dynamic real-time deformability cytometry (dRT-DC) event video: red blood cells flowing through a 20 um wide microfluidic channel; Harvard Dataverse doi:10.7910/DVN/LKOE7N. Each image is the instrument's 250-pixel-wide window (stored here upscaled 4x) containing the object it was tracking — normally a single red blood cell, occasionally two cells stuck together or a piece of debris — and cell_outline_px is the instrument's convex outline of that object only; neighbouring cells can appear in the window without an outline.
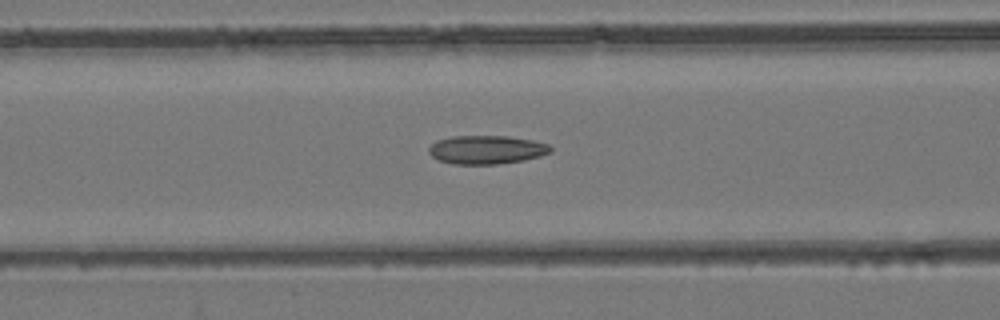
{"species": "common noctule bat (a hibernating species)", "species_latin": "Nyctalus noctula", "temperature_condition": "room temperature", "stored_images_in_passage": 53, "camera_frame_rate_fps": 3000, "um_per_image_px": 0.085, "animal": {"sex": "female", "body_mass_g": 24.6, "forearm_length_mm": 56.2}, "frame": {"image": 1, "passage_image": 22, "time_ms": 7.0, "image_size_px": [1000, 320], "cell_outline_px": [[552, 152], [540, 156], [524, 160], [496, 164], [452, 164], [440, 160], [432, 156], [428, 152], [428, 148], [436, 140], [452, 136], [508, 136], [532, 140], [548, 144], [552, 148]], "centroid_in_image_um": [41.35, 12.72], "position_along_channel_um": 125.2, "area_um2": 20.29}}
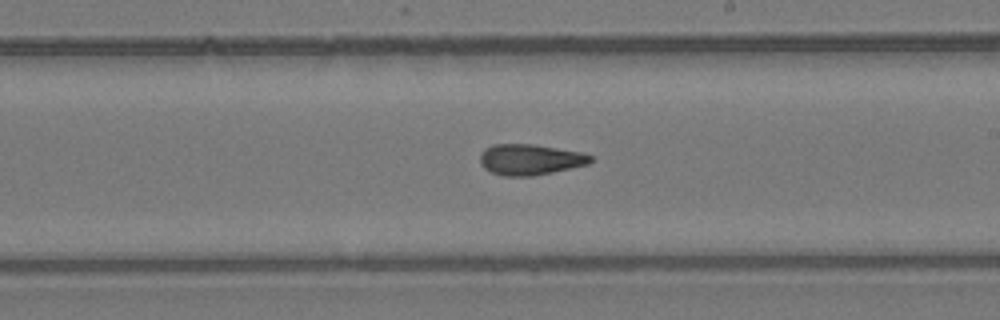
{"frame": {"image": 2, "passage_image": 31, "time_ms": 10.0, "image_size_px": [1000, 320], "cell_outline_px": [[592, 160], [588, 164], [552, 172], [532, 176], [500, 176], [484, 168], [480, 164], [480, 152], [484, 148], [492, 144], [532, 144], [584, 152], [592, 156]], "centroid_in_image_um": [45.03, 13.55], "position_along_channel_um": 244.0, "area_um2": 20.0}}
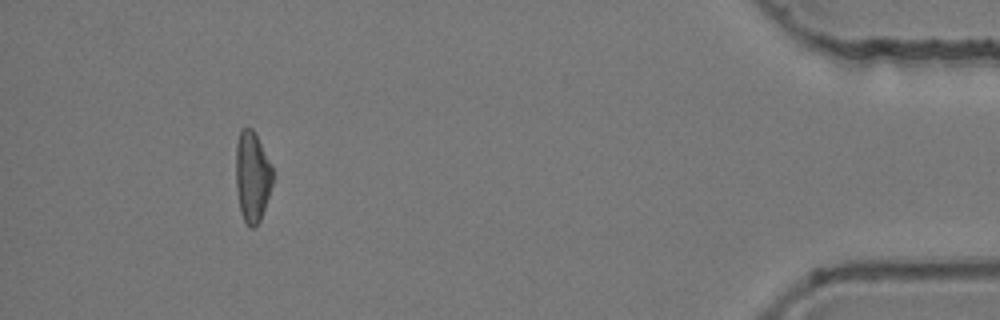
{"frame": {"image": 3, "passage_image": 49, "time_ms": 16.0, "image_size_px": [1000, 320], "cell_outline_px": [[276, 176], [260, 220], [252, 228], [244, 220], [240, 212], [236, 188], [236, 144], [240, 132], [244, 128], [252, 128], [256, 132], [272, 164]], "centroid_in_image_um": [21.48, 14.97], "position_along_channel_um": 413.7, "area_um2": 19.88}, "authors_computed_cell_mechanics": {"area_um2": 20.23, "velocity_mm_per_s": 3.9546, "shape_relaxation_time_tau1_ms": 11.0115, "shape_relaxation_time_tau2_ms": 3.0168, "deformation_change_tau1": 0.2347, "deformation_change_tau2": 0.1169}}